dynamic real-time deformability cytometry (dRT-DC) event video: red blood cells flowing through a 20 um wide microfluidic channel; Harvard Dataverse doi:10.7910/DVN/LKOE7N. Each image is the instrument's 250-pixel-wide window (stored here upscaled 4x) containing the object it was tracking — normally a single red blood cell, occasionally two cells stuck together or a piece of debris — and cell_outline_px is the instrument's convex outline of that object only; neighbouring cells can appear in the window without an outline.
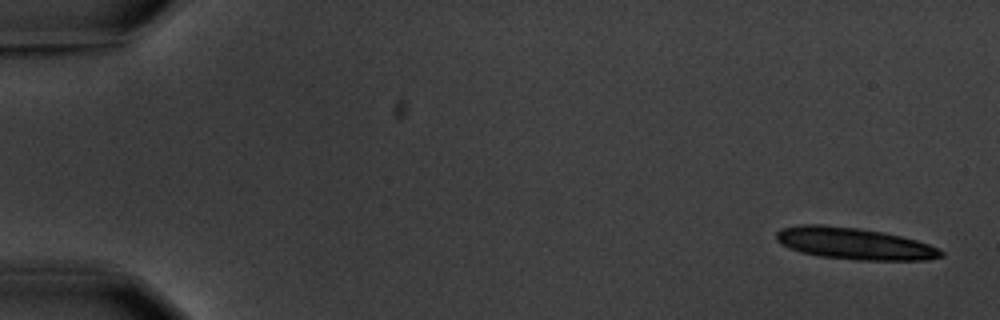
{"species": "common noctule bat (a hibernating species)", "species_latin": "Nyctalus noctula", "temperature_condition": "warm", "stored_images_in_passage": 6, "camera_frame_rate_fps": 3000, "um_per_image_px": 0.085, "animal": {"sex": "male", "body_mass_g": 20.1, "forearm_length_mm": 53.5}, "frame": {"image": 1, "passage_image": 1, "time_ms": 0.0, "image_size_px": [1000, 320], "cell_outline_px": [[944, 256], [928, 260], [856, 260], [820, 256], [800, 252], [788, 248], [780, 244], [776, 240], [776, 232], [780, 228], [800, 224], [820, 224], [860, 228], [900, 236], [916, 240], [940, 248], [944, 252]], "centroid_in_image_um": [72.58, 20.7], "position_along_channel_um": 12.4, "area_um2": 30.69}}